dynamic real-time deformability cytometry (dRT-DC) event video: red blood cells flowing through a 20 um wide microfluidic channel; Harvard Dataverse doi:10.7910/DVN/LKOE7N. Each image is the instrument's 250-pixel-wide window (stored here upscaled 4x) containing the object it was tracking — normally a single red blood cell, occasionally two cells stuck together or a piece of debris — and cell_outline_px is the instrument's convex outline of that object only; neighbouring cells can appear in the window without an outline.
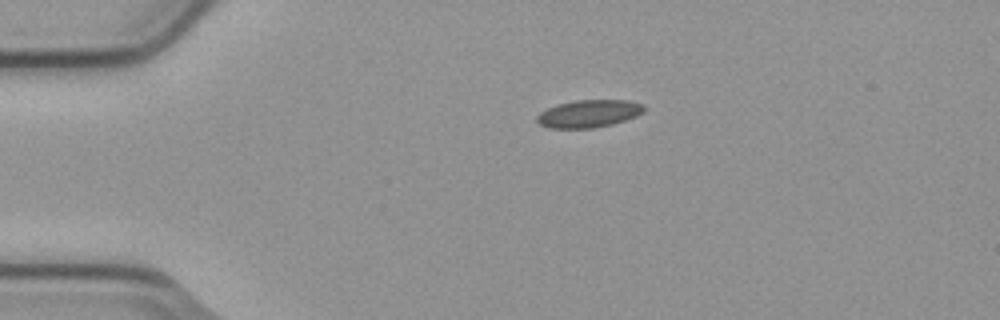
{"species": "common noctule bat (a hibernating species)", "species_latin": "Nyctalus noctula", "temperature_condition": "cold", "stored_images_in_passage": 3, "camera_frame_rate_fps": 3000, "um_per_image_px": 0.085, "animal": {"sex": "male", "body_mass_g": 23.1, "forearm_length_mm": 52.7}, "frame": {"image": 1, "passage_image": 1, "time_ms": 0.0, "image_size_px": [1000, 320], "cell_outline_px": [[644, 112], [636, 116], [612, 124], [592, 128], [548, 128], [540, 124], [536, 120], [536, 116], [540, 112], [548, 108], [560, 104], [576, 100], [628, 100], [644, 104]], "centroid_in_image_um": [50.06, 9.66], "position_along_channel_um": 34.9, "area_um2": 17.11}}
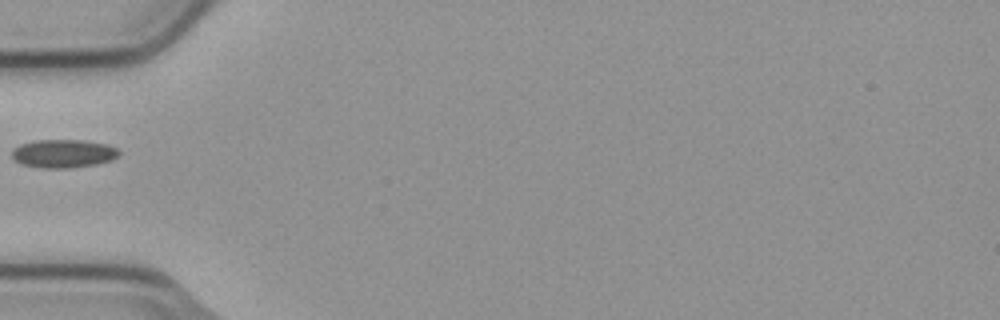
{"frame": {"image": 2, "passage_image": 3, "time_ms": 0.667, "image_size_px": [1000, 320], "cell_outline_px": [[120, 156], [112, 160], [96, 164], [68, 168], [44, 168], [20, 164], [12, 156], [12, 148], [20, 144], [36, 140], [84, 140], [108, 144], [116, 148], [120, 152]], "centroid_in_image_um": [5.4, 13.05], "position_along_channel_um": 79.6, "area_um2": 17.8}}